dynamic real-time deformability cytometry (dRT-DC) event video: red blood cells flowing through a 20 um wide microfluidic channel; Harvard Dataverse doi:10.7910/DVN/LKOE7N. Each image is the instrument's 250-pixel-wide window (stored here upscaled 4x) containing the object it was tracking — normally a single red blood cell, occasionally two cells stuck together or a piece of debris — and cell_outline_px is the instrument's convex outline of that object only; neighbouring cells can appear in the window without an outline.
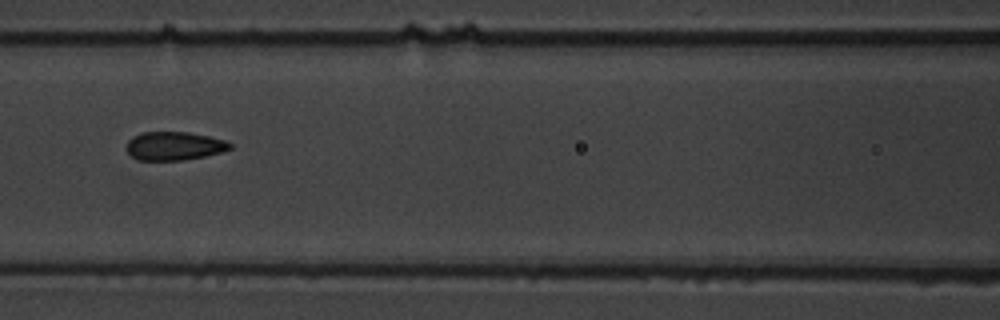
{"species": "common noctule bat (a hibernating species)", "species_latin": "Nyctalus noctula", "temperature_condition": "warm", "stored_images_in_passage": 11, "camera_frame_rate_fps": 3000, "um_per_image_px": 0.085, "animal": {"sex": "male", "body_mass_g": 19.5, "forearm_length_mm": 54.6}, "frame": {"image": 1, "passage_image": 7, "time_ms": 7.667, "image_size_px": [1000, 320], "cell_outline_px": [[232, 148], [220, 152], [204, 156], [184, 160], [136, 160], [124, 148], [128, 140], [132, 136], [140, 132], [188, 132], [208, 136], [224, 140], [232, 144]], "centroid_in_image_um": [14.75, 12.4], "position_along_channel_um": 151.8, "area_um2": 17.28}}
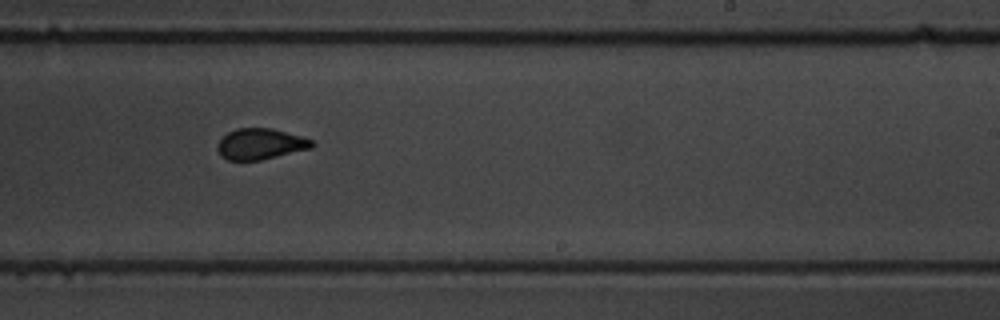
{"frame": {"image": 2, "passage_image": 10, "time_ms": 11.0, "image_size_px": [1000, 320], "cell_outline_px": [[316, 144], [312, 148], [260, 160], [228, 160], [220, 156], [216, 148], [216, 144], [228, 132], [236, 128], [272, 128], [300, 136], [312, 140]], "centroid_in_image_um": [22.12, 12.24], "position_along_channel_um": 266.9, "area_um2": 17.05}}
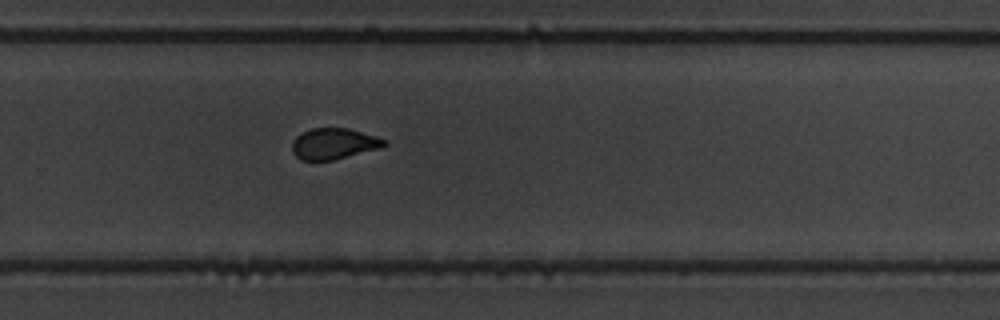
{"frame": {"image": 3, "passage_image": 11, "time_ms": 12.0, "image_size_px": [1000, 320], "cell_outline_px": [[388, 144], [380, 148], [332, 160], [300, 160], [292, 152], [292, 140], [296, 136], [312, 128], [348, 128], [376, 136], [388, 140]], "centroid_in_image_um": [28.38, 12.21], "position_along_channel_um": 301.4, "area_um2": 16.65}}